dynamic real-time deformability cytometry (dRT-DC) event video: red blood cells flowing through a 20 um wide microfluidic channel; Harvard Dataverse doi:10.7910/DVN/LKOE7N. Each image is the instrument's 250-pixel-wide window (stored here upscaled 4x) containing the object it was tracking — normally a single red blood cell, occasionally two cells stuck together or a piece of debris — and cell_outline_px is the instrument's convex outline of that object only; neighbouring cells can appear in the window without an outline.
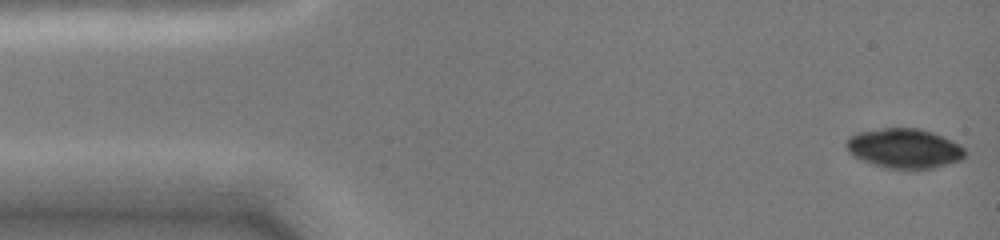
{"species": "common noctule bat (a hibernating species)", "species_latin": "Nyctalus noctula", "temperature_condition": "cold", "stored_images_in_passage": 25, "camera_frame_rate_fps": 3000, "um_per_image_px": 0.085, "animal": {"sex": "female", "body_mass_g": 19.0, "forearm_length_mm": 51.5}, "frame": {"image": 1, "passage_image": 1, "time_ms": 0.0, "image_size_px": [1000, 240], "cell_outline_px": [[968, 152], [960, 160], [932, 168], [908, 172], [888, 168], [872, 164], [852, 156], [848, 152], [844, 144], [848, 136], [856, 132], [884, 128], [920, 128], [932, 132], [952, 140], [960, 144]], "centroid_in_image_um": [76.84, 12.63], "position_along_channel_um": 8.2, "area_um2": 28.21}}
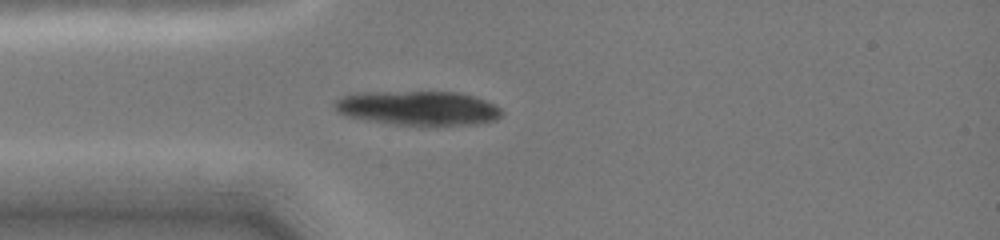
{"frame": {"image": 2, "passage_image": 17, "time_ms": 3.667, "image_size_px": [1000, 240], "cell_outline_px": [[504, 112], [496, 120], [476, 124], [392, 124], [344, 116], [336, 112], [332, 108], [332, 104], [336, 100], [344, 96], [356, 92], [460, 92], [476, 96], [496, 104]], "centroid_in_image_um": [35.52, 9.17], "position_along_channel_um": 49.5, "area_um2": 33.52}}